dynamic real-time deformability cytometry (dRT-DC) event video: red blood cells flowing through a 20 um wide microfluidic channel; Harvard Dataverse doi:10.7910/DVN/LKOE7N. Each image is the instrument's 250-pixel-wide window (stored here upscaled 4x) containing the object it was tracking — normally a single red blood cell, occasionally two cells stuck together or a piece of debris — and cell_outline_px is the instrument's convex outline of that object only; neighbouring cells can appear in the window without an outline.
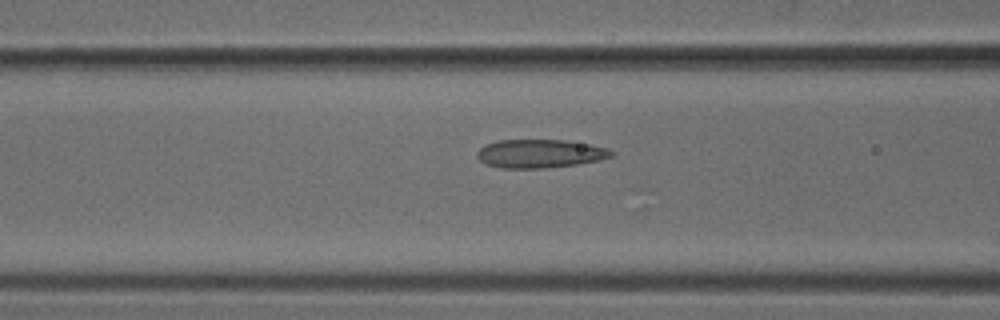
{"species": "common noctule bat (a hibernating species)", "species_latin": "Nyctalus noctula", "temperature_condition": "cold", "stored_images_in_passage": 37, "camera_frame_rate_fps": 3000, "um_per_image_px": 0.085, "animal": {"sex": "male", "body_mass_g": 18.8}, "frame": {"image": 1, "passage_image": 16, "time_ms": 5.0, "image_size_px": [1000, 320], "cell_outline_px": [[612, 156], [600, 160], [576, 164], [544, 168], [500, 168], [484, 164], [476, 156], [476, 152], [480, 148], [496, 140], [564, 140], [592, 144], [608, 148], [612, 152]], "centroid_in_image_um": [45.87, 13.05], "position_along_channel_um": 120.7, "area_um2": 22.31}}
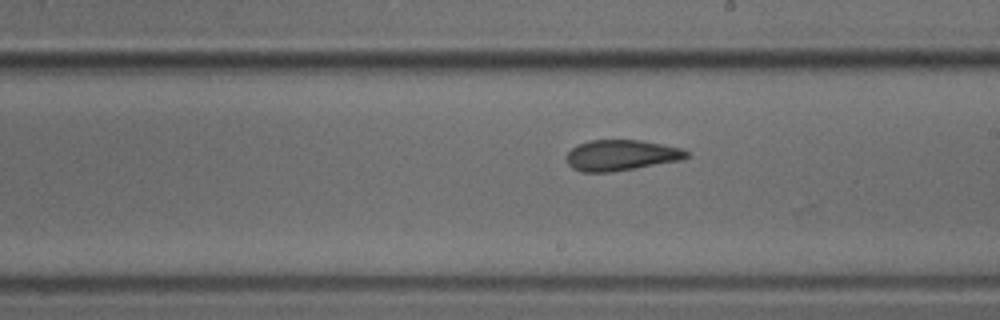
{"frame": {"image": 2, "passage_image": 25, "time_ms": 8.0, "image_size_px": [1000, 320], "cell_outline_px": [[692, 156], [680, 160], [612, 172], [580, 172], [572, 168], [568, 164], [568, 152], [576, 144], [588, 140], [640, 140], [684, 148]], "centroid_in_image_um": [52.82, 13.19], "position_along_channel_um": 236.2, "area_um2": 21.62}}
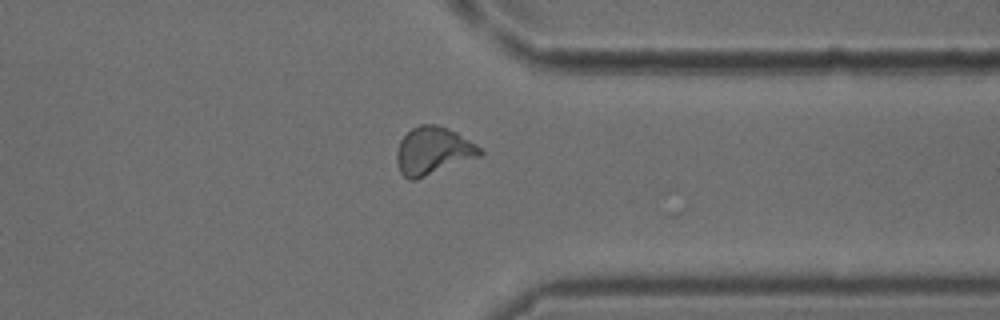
{"frame": {"image": 3, "passage_image": 36, "time_ms": 11.667, "image_size_px": [1000, 320], "cell_outline_px": [[484, 152], [480, 156], [416, 180], [408, 180], [400, 172], [396, 164], [396, 152], [400, 140], [412, 128], [420, 124], [436, 124], [456, 132], [476, 144]], "centroid_in_image_um": [36.78, 12.83], "position_along_channel_um": 374.6, "area_um2": 23.12}}